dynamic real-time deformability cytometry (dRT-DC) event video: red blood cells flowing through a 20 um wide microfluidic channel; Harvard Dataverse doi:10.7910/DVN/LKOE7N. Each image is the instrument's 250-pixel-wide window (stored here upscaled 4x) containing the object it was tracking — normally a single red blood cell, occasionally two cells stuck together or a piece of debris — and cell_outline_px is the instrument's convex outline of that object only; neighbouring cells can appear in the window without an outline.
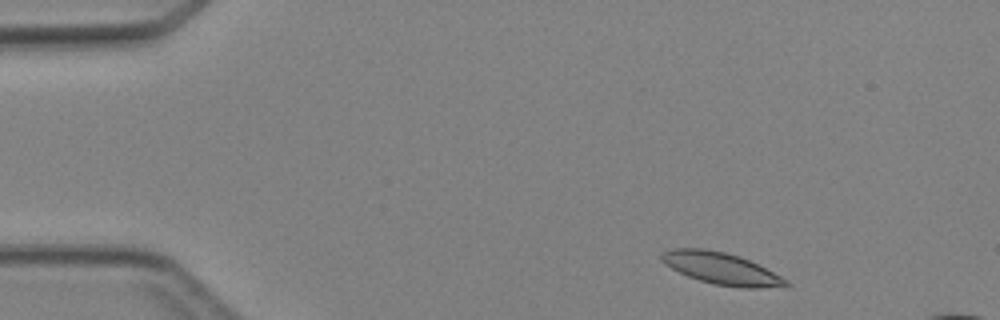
{"species": "Egyptian fruit bat (a non-hibernating species)", "species_latin": "Rousettus aegyptiacus", "temperature_condition": "cold", "stored_images_in_passage": 4, "camera_frame_rate_fps": 3000, "um_per_image_px": 0.085, "animal": {"sex": "female"}, "frame": {"image": 1, "passage_image": 1, "time_ms": 0.0, "image_size_px": [1000, 320], "cell_outline_px": [[792, 284], [760, 288], [740, 288], [712, 284], [688, 276], [672, 268], [660, 260], [660, 252], [672, 248], [700, 248], [724, 252], [740, 256], [788, 280]], "centroid_in_image_um": [61.25, 22.81], "position_along_channel_um": 23.7, "area_um2": 22.83}}